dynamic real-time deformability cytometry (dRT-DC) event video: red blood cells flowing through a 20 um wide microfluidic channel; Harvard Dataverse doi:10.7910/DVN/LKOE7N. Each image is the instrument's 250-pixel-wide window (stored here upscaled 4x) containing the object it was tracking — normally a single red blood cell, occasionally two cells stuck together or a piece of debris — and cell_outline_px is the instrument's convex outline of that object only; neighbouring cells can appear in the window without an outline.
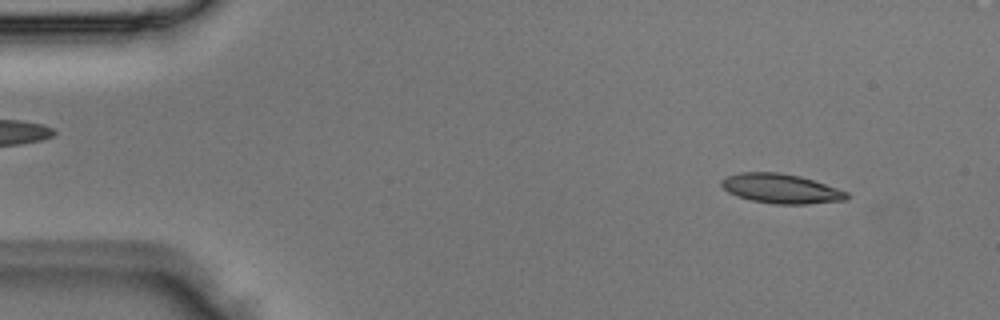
{"species": "Egyptian fruit bat (a non-hibernating species)", "species_latin": "Rousettus aegyptiacus", "temperature_condition": "room temperature", "stored_images_in_passage": 3, "camera_frame_rate_fps": 3000, "um_per_image_px": 0.085, "animal": {"sex": "male"}, "frame": {"image": 1, "passage_image": 1, "time_ms": 0.0, "image_size_px": [1000, 320], "cell_outline_px": [[848, 200], [808, 204], [772, 204], [752, 200], [736, 196], [728, 192], [720, 184], [720, 180], [728, 176], [740, 172], [780, 172], [800, 176], [848, 192]], "centroid_in_image_um": [66.37, 16.03], "position_along_channel_um": 18.6, "area_um2": 21.56}}
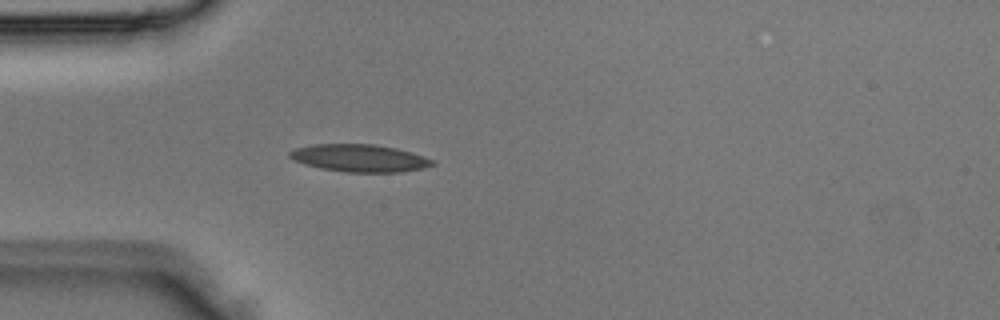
{"frame": {"image": 2, "passage_image": 3, "time_ms": 0.667, "image_size_px": [1000, 320], "cell_outline_px": [[436, 164], [424, 168], [400, 172], [344, 172], [320, 168], [296, 160], [288, 156], [288, 152], [296, 148], [312, 144], [376, 144], [396, 148], [412, 152], [436, 160]], "centroid_in_image_um": [30.62, 13.43], "position_along_channel_um": 54.4, "area_um2": 22.89}}